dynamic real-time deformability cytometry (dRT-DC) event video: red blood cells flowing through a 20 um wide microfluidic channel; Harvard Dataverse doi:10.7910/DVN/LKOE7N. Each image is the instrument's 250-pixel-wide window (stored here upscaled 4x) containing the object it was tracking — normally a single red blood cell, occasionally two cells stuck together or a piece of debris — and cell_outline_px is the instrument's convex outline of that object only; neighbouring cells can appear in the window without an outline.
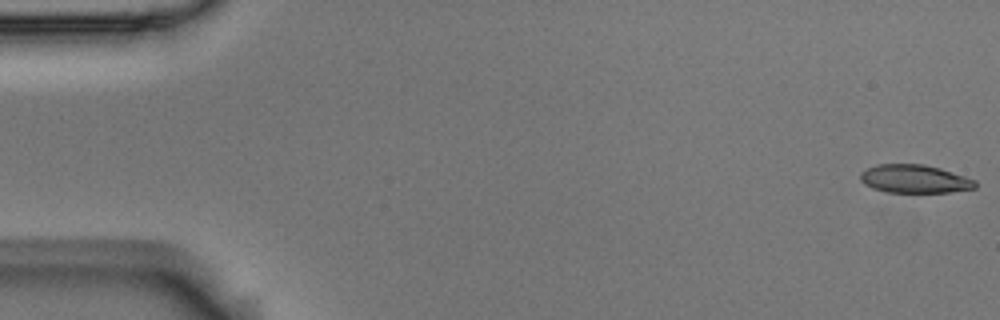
{"species": "Egyptian fruit bat (a non-hibernating species)", "species_latin": "Rousettus aegyptiacus", "temperature_condition": "room temperature", "stored_images_in_passage": 7, "camera_frame_rate_fps": 3000, "um_per_image_px": 0.085, "animal": {"sex": "male"}, "frame": {"image": 1, "passage_image": 1, "time_ms": 0.0, "image_size_px": [1000, 320], "cell_outline_px": [[976, 188], [948, 192], [884, 192], [872, 188], [864, 184], [860, 180], [860, 172], [876, 164], [924, 164], [940, 168], [976, 180]], "centroid_in_image_um": [77.71, 15.2], "position_along_channel_um": 7.3, "area_um2": 18.96}}
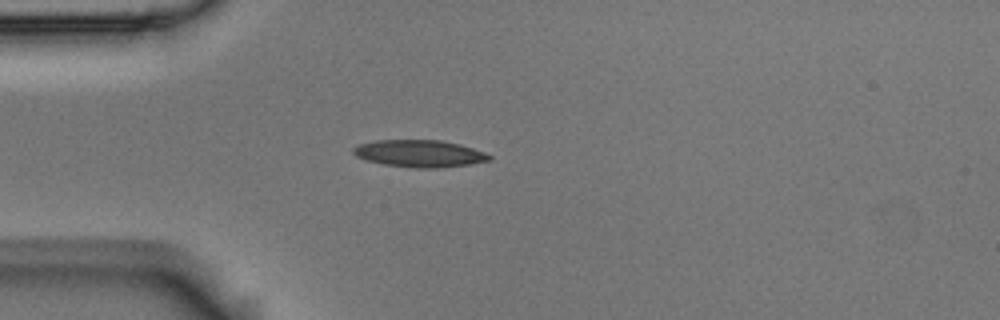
{"frame": {"image": 2, "passage_image": 5, "time_ms": 1.333, "image_size_px": [1000, 320], "cell_outline_px": [[492, 160], [468, 164], [436, 168], [416, 168], [384, 164], [368, 160], [356, 156], [352, 152], [352, 148], [360, 144], [376, 140], [440, 140], [460, 144], [484, 152], [492, 156]], "centroid_in_image_um": [35.66, 13.04], "position_along_channel_um": 49.3, "area_um2": 21.33}}
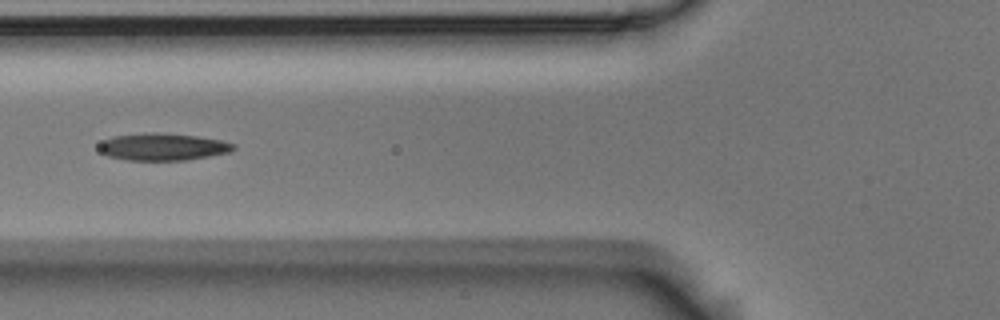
{"frame": {"image": 3, "passage_image": 7, "time_ms": 2.0, "image_size_px": [1000, 320], "cell_outline_px": [[236, 148], [228, 152], [188, 160], [128, 160], [108, 156], [100, 152], [100, 144], [104, 140], [112, 136], [156, 132], [196, 136], [220, 140], [236, 144]], "centroid_in_image_um": [13.84, 12.48], "position_along_channel_um": 112.0, "area_um2": 21.1}}